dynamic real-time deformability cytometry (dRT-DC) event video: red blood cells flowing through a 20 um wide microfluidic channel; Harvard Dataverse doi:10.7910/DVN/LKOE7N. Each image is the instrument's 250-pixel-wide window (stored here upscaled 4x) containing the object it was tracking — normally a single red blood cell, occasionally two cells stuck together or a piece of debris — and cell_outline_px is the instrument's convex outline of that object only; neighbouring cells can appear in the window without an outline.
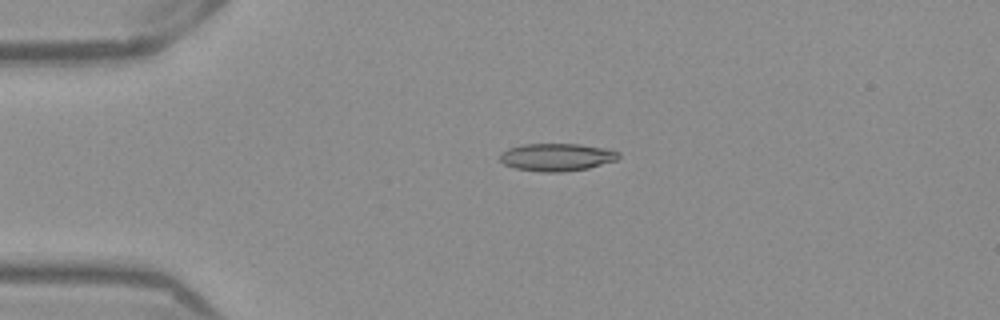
{"species": "Egyptian fruit bat (a non-hibernating species)", "species_latin": "Rousettus aegyptiacus", "temperature_condition": "warm", "stored_images_in_passage": 41, "camera_frame_rate_fps": 3000, "um_per_image_px": 0.085, "frame": {"image": 1, "passage_image": 1, "time_ms": 0.0, "image_size_px": [1000, 320], "cell_outline_px": [[620, 156], [616, 160], [588, 168], [560, 172], [540, 172], [516, 168], [504, 164], [500, 160], [500, 152], [508, 148], [524, 144], [580, 144], [604, 148], [620, 152]], "centroid_in_image_um": [47.31, 13.35], "position_along_channel_um": 37.7, "area_um2": 19.07}}
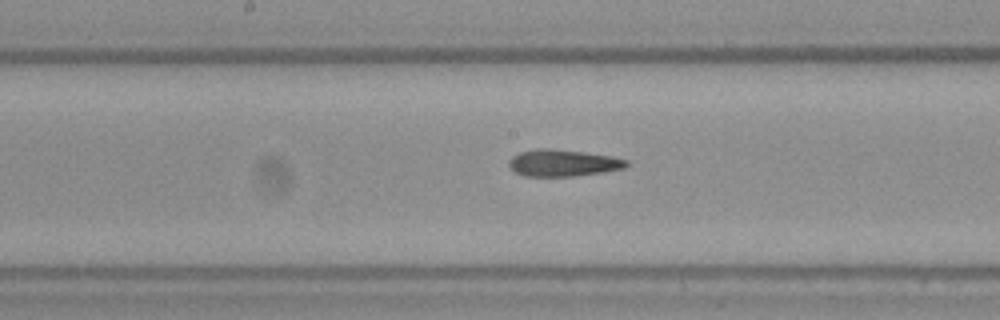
{"frame": {"image": 2, "passage_image": 16, "time_ms": 5.0, "image_size_px": [1000, 320], "cell_outline_px": [[628, 164], [624, 168], [604, 172], [572, 176], [524, 176], [516, 172], [508, 164], [508, 160], [512, 156], [520, 152], [536, 148], [548, 148], [584, 152], [612, 156], [628, 160]], "centroid_in_image_um": [47.85, 13.84], "position_along_channel_um": 200.4, "area_um2": 18.32}}
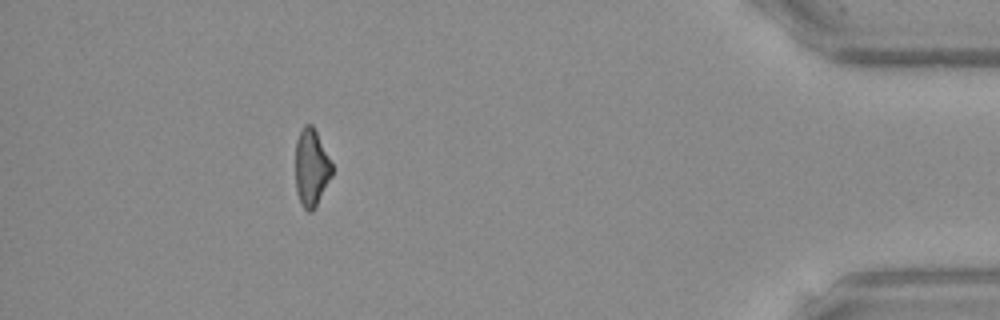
{"frame": {"image": 3, "passage_image": 36, "time_ms": 11.667, "image_size_px": [1000, 320], "cell_outline_px": [[332, 176], [312, 212], [308, 212], [304, 208], [296, 192], [296, 140], [304, 124], [312, 124], [332, 164]], "centroid_in_image_um": [26.46, 14.25], "position_along_channel_um": 408.7, "area_um2": 16.18}, "authors_computed_cell_mechanics": {"area_um2": 18.3226, "velocity_mm_per_s": 3.9326, "shape_relaxation_time_tau1_ms": null, "shape_relaxation_time_tau2_ms": 4.5972, "deformation_change_tau1": null, "deformation_change_tau2": 0.1518}}